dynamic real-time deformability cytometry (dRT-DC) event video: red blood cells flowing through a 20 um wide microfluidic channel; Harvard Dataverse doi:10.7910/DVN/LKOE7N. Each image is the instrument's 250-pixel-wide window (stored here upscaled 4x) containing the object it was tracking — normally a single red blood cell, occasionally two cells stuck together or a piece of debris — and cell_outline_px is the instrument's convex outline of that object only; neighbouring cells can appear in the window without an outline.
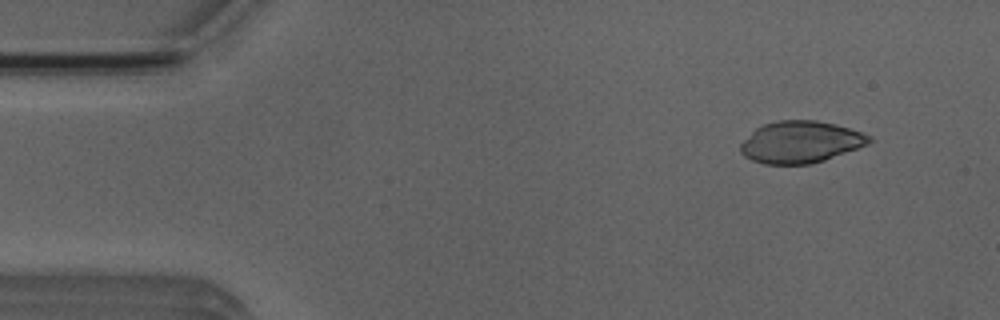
{"species": "Egyptian fruit bat (a non-hibernating species)", "species_latin": "Rousettus aegyptiacus", "temperature_condition": "room temperature", "stored_images_in_passage": 5, "camera_frame_rate_fps": 3000, "um_per_image_px": 0.085, "animal": {"sex": "male"}, "frame": {"image": 1, "passage_image": 1, "time_ms": 0.0, "image_size_px": [1000, 320], "cell_outline_px": [[872, 140], [868, 144], [824, 160], [808, 164], [764, 164], [752, 160], [744, 156], [740, 152], [740, 144], [756, 128], [764, 124], [776, 120], [816, 120], [836, 124], [872, 136]], "centroid_in_image_um": [68.03, 12.07], "position_along_channel_um": 17.0, "area_um2": 31.21}}